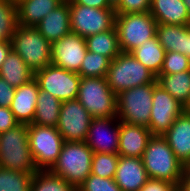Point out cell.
Segmentation results:
<instances>
[{
  "label": "cell",
  "mask_w": 190,
  "mask_h": 191,
  "mask_svg": "<svg viewBox=\"0 0 190 191\" xmlns=\"http://www.w3.org/2000/svg\"><path fill=\"white\" fill-rule=\"evenodd\" d=\"M142 161L149 179L168 181L177 186L185 170L163 135L150 137Z\"/></svg>",
  "instance_id": "cell-1"
},
{
  "label": "cell",
  "mask_w": 190,
  "mask_h": 191,
  "mask_svg": "<svg viewBox=\"0 0 190 191\" xmlns=\"http://www.w3.org/2000/svg\"><path fill=\"white\" fill-rule=\"evenodd\" d=\"M0 167L25 173L39 171L28 142V124L19 123L1 133Z\"/></svg>",
  "instance_id": "cell-2"
},
{
  "label": "cell",
  "mask_w": 190,
  "mask_h": 191,
  "mask_svg": "<svg viewBox=\"0 0 190 191\" xmlns=\"http://www.w3.org/2000/svg\"><path fill=\"white\" fill-rule=\"evenodd\" d=\"M93 153L85 141H65L56 163L49 171L77 188L91 174Z\"/></svg>",
  "instance_id": "cell-3"
},
{
  "label": "cell",
  "mask_w": 190,
  "mask_h": 191,
  "mask_svg": "<svg viewBox=\"0 0 190 191\" xmlns=\"http://www.w3.org/2000/svg\"><path fill=\"white\" fill-rule=\"evenodd\" d=\"M11 44L12 50L20 55L33 73L52 62V44L34 26L18 25Z\"/></svg>",
  "instance_id": "cell-4"
},
{
  "label": "cell",
  "mask_w": 190,
  "mask_h": 191,
  "mask_svg": "<svg viewBox=\"0 0 190 191\" xmlns=\"http://www.w3.org/2000/svg\"><path fill=\"white\" fill-rule=\"evenodd\" d=\"M77 100L93 118L117 117V95L102 77H82Z\"/></svg>",
  "instance_id": "cell-5"
},
{
  "label": "cell",
  "mask_w": 190,
  "mask_h": 191,
  "mask_svg": "<svg viewBox=\"0 0 190 191\" xmlns=\"http://www.w3.org/2000/svg\"><path fill=\"white\" fill-rule=\"evenodd\" d=\"M109 87L118 95L121 91L147 83H157V76L130 53L121 52L110 62L106 76Z\"/></svg>",
  "instance_id": "cell-6"
},
{
  "label": "cell",
  "mask_w": 190,
  "mask_h": 191,
  "mask_svg": "<svg viewBox=\"0 0 190 191\" xmlns=\"http://www.w3.org/2000/svg\"><path fill=\"white\" fill-rule=\"evenodd\" d=\"M156 84L147 83L121 91L117 95V118L131 125L148 127Z\"/></svg>",
  "instance_id": "cell-7"
},
{
  "label": "cell",
  "mask_w": 190,
  "mask_h": 191,
  "mask_svg": "<svg viewBox=\"0 0 190 191\" xmlns=\"http://www.w3.org/2000/svg\"><path fill=\"white\" fill-rule=\"evenodd\" d=\"M115 28L121 52L130 53L156 36L157 22L150 12L116 14Z\"/></svg>",
  "instance_id": "cell-8"
},
{
  "label": "cell",
  "mask_w": 190,
  "mask_h": 191,
  "mask_svg": "<svg viewBox=\"0 0 190 191\" xmlns=\"http://www.w3.org/2000/svg\"><path fill=\"white\" fill-rule=\"evenodd\" d=\"M28 142L37 169L50 170L65 141L56 127L28 124Z\"/></svg>",
  "instance_id": "cell-9"
},
{
  "label": "cell",
  "mask_w": 190,
  "mask_h": 191,
  "mask_svg": "<svg viewBox=\"0 0 190 191\" xmlns=\"http://www.w3.org/2000/svg\"><path fill=\"white\" fill-rule=\"evenodd\" d=\"M71 33L82 38L108 31L115 26V8H92L69 0Z\"/></svg>",
  "instance_id": "cell-10"
},
{
  "label": "cell",
  "mask_w": 190,
  "mask_h": 191,
  "mask_svg": "<svg viewBox=\"0 0 190 191\" xmlns=\"http://www.w3.org/2000/svg\"><path fill=\"white\" fill-rule=\"evenodd\" d=\"M39 89L52 94L61 102L77 99L81 77L53 64L34 73Z\"/></svg>",
  "instance_id": "cell-11"
},
{
  "label": "cell",
  "mask_w": 190,
  "mask_h": 191,
  "mask_svg": "<svg viewBox=\"0 0 190 191\" xmlns=\"http://www.w3.org/2000/svg\"><path fill=\"white\" fill-rule=\"evenodd\" d=\"M93 117L77 100L62 102L56 128L66 142H84Z\"/></svg>",
  "instance_id": "cell-12"
},
{
  "label": "cell",
  "mask_w": 190,
  "mask_h": 191,
  "mask_svg": "<svg viewBox=\"0 0 190 191\" xmlns=\"http://www.w3.org/2000/svg\"><path fill=\"white\" fill-rule=\"evenodd\" d=\"M185 111L184 105L159 84L154 86L148 128L152 135H164L176 118Z\"/></svg>",
  "instance_id": "cell-13"
},
{
  "label": "cell",
  "mask_w": 190,
  "mask_h": 191,
  "mask_svg": "<svg viewBox=\"0 0 190 191\" xmlns=\"http://www.w3.org/2000/svg\"><path fill=\"white\" fill-rule=\"evenodd\" d=\"M51 64L78 73L87 53L86 39L69 33L52 43Z\"/></svg>",
  "instance_id": "cell-14"
},
{
  "label": "cell",
  "mask_w": 190,
  "mask_h": 191,
  "mask_svg": "<svg viewBox=\"0 0 190 191\" xmlns=\"http://www.w3.org/2000/svg\"><path fill=\"white\" fill-rule=\"evenodd\" d=\"M119 124L117 117L93 118L86 144L94 153L118 154Z\"/></svg>",
  "instance_id": "cell-15"
},
{
  "label": "cell",
  "mask_w": 190,
  "mask_h": 191,
  "mask_svg": "<svg viewBox=\"0 0 190 191\" xmlns=\"http://www.w3.org/2000/svg\"><path fill=\"white\" fill-rule=\"evenodd\" d=\"M114 180L121 191H139L149 180L142 158L119 155Z\"/></svg>",
  "instance_id": "cell-16"
},
{
  "label": "cell",
  "mask_w": 190,
  "mask_h": 191,
  "mask_svg": "<svg viewBox=\"0 0 190 191\" xmlns=\"http://www.w3.org/2000/svg\"><path fill=\"white\" fill-rule=\"evenodd\" d=\"M151 136L148 127L120 121L118 154L125 157L142 158Z\"/></svg>",
  "instance_id": "cell-17"
},
{
  "label": "cell",
  "mask_w": 190,
  "mask_h": 191,
  "mask_svg": "<svg viewBox=\"0 0 190 191\" xmlns=\"http://www.w3.org/2000/svg\"><path fill=\"white\" fill-rule=\"evenodd\" d=\"M35 27L51 44L71 33L69 0H64Z\"/></svg>",
  "instance_id": "cell-18"
},
{
  "label": "cell",
  "mask_w": 190,
  "mask_h": 191,
  "mask_svg": "<svg viewBox=\"0 0 190 191\" xmlns=\"http://www.w3.org/2000/svg\"><path fill=\"white\" fill-rule=\"evenodd\" d=\"M176 158L186 166L190 161V113L183 112L163 135Z\"/></svg>",
  "instance_id": "cell-19"
},
{
  "label": "cell",
  "mask_w": 190,
  "mask_h": 191,
  "mask_svg": "<svg viewBox=\"0 0 190 191\" xmlns=\"http://www.w3.org/2000/svg\"><path fill=\"white\" fill-rule=\"evenodd\" d=\"M39 86L33 78L28 83L15 89L10 110L19 123L31 124L35 116Z\"/></svg>",
  "instance_id": "cell-20"
},
{
  "label": "cell",
  "mask_w": 190,
  "mask_h": 191,
  "mask_svg": "<svg viewBox=\"0 0 190 191\" xmlns=\"http://www.w3.org/2000/svg\"><path fill=\"white\" fill-rule=\"evenodd\" d=\"M149 12L159 24L190 25V14L182 0H151Z\"/></svg>",
  "instance_id": "cell-21"
},
{
  "label": "cell",
  "mask_w": 190,
  "mask_h": 191,
  "mask_svg": "<svg viewBox=\"0 0 190 191\" xmlns=\"http://www.w3.org/2000/svg\"><path fill=\"white\" fill-rule=\"evenodd\" d=\"M64 0H21L17 5L18 25L36 26Z\"/></svg>",
  "instance_id": "cell-22"
},
{
  "label": "cell",
  "mask_w": 190,
  "mask_h": 191,
  "mask_svg": "<svg viewBox=\"0 0 190 191\" xmlns=\"http://www.w3.org/2000/svg\"><path fill=\"white\" fill-rule=\"evenodd\" d=\"M130 54L154 75L158 76L164 64L166 51L155 36L131 51Z\"/></svg>",
  "instance_id": "cell-23"
},
{
  "label": "cell",
  "mask_w": 190,
  "mask_h": 191,
  "mask_svg": "<svg viewBox=\"0 0 190 191\" xmlns=\"http://www.w3.org/2000/svg\"><path fill=\"white\" fill-rule=\"evenodd\" d=\"M0 77L17 88L31 81L34 73L20 55L12 50L0 68Z\"/></svg>",
  "instance_id": "cell-24"
},
{
  "label": "cell",
  "mask_w": 190,
  "mask_h": 191,
  "mask_svg": "<svg viewBox=\"0 0 190 191\" xmlns=\"http://www.w3.org/2000/svg\"><path fill=\"white\" fill-rule=\"evenodd\" d=\"M36 102L35 116L31 124L56 127L62 102L40 89Z\"/></svg>",
  "instance_id": "cell-25"
},
{
  "label": "cell",
  "mask_w": 190,
  "mask_h": 191,
  "mask_svg": "<svg viewBox=\"0 0 190 191\" xmlns=\"http://www.w3.org/2000/svg\"><path fill=\"white\" fill-rule=\"evenodd\" d=\"M87 51L97 53L114 60L120 53L118 34L115 26L86 38Z\"/></svg>",
  "instance_id": "cell-26"
},
{
  "label": "cell",
  "mask_w": 190,
  "mask_h": 191,
  "mask_svg": "<svg viewBox=\"0 0 190 191\" xmlns=\"http://www.w3.org/2000/svg\"><path fill=\"white\" fill-rule=\"evenodd\" d=\"M157 84L184 106L190 99V70L157 76Z\"/></svg>",
  "instance_id": "cell-27"
},
{
  "label": "cell",
  "mask_w": 190,
  "mask_h": 191,
  "mask_svg": "<svg viewBox=\"0 0 190 191\" xmlns=\"http://www.w3.org/2000/svg\"><path fill=\"white\" fill-rule=\"evenodd\" d=\"M156 36L166 52H179L183 54L184 25L157 23Z\"/></svg>",
  "instance_id": "cell-28"
},
{
  "label": "cell",
  "mask_w": 190,
  "mask_h": 191,
  "mask_svg": "<svg viewBox=\"0 0 190 191\" xmlns=\"http://www.w3.org/2000/svg\"><path fill=\"white\" fill-rule=\"evenodd\" d=\"M30 191H77V188L49 170H39L33 175Z\"/></svg>",
  "instance_id": "cell-29"
},
{
  "label": "cell",
  "mask_w": 190,
  "mask_h": 191,
  "mask_svg": "<svg viewBox=\"0 0 190 191\" xmlns=\"http://www.w3.org/2000/svg\"><path fill=\"white\" fill-rule=\"evenodd\" d=\"M33 175L0 167V191H30Z\"/></svg>",
  "instance_id": "cell-30"
},
{
  "label": "cell",
  "mask_w": 190,
  "mask_h": 191,
  "mask_svg": "<svg viewBox=\"0 0 190 191\" xmlns=\"http://www.w3.org/2000/svg\"><path fill=\"white\" fill-rule=\"evenodd\" d=\"M110 62L105 56L87 51L78 74L81 78H106Z\"/></svg>",
  "instance_id": "cell-31"
},
{
  "label": "cell",
  "mask_w": 190,
  "mask_h": 191,
  "mask_svg": "<svg viewBox=\"0 0 190 191\" xmlns=\"http://www.w3.org/2000/svg\"><path fill=\"white\" fill-rule=\"evenodd\" d=\"M17 27V5L8 0H0V35L5 40H11Z\"/></svg>",
  "instance_id": "cell-32"
},
{
  "label": "cell",
  "mask_w": 190,
  "mask_h": 191,
  "mask_svg": "<svg viewBox=\"0 0 190 191\" xmlns=\"http://www.w3.org/2000/svg\"><path fill=\"white\" fill-rule=\"evenodd\" d=\"M119 154L93 153L91 163V174L103 178H114Z\"/></svg>",
  "instance_id": "cell-33"
},
{
  "label": "cell",
  "mask_w": 190,
  "mask_h": 191,
  "mask_svg": "<svg viewBox=\"0 0 190 191\" xmlns=\"http://www.w3.org/2000/svg\"><path fill=\"white\" fill-rule=\"evenodd\" d=\"M188 70H190V61L187 56L179 52H166L159 75L177 74Z\"/></svg>",
  "instance_id": "cell-34"
},
{
  "label": "cell",
  "mask_w": 190,
  "mask_h": 191,
  "mask_svg": "<svg viewBox=\"0 0 190 191\" xmlns=\"http://www.w3.org/2000/svg\"><path fill=\"white\" fill-rule=\"evenodd\" d=\"M77 191H121L114 178H103L90 174L87 179L77 187Z\"/></svg>",
  "instance_id": "cell-35"
},
{
  "label": "cell",
  "mask_w": 190,
  "mask_h": 191,
  "mask_svg": "<svg viewBox=\"0 0 190 191\" xmlns=\"http://www.w3.org/2000/svg\"><path fill=\"white\" fill-rule=\"evenodd\" d=\"M151 0H120L114 7L116 14L142 13L150 11Z\"/></svg>",
  "instance_id": "cell-36"
},
{
  "label": "cell",
  "mask_w": 190,
  "mask_h": 191,
  "mask_svg": "<svg viewBox=\"0 0 190 191\" xmlns=\"http://www.w3.org/2000/svg\"><path fill=\"white\" fill-rule=\"evenodd\" d=\"M15 87H12L4 78L0 77V106L10 107L15 95Z\"/></svg>",
  "instance_id": "cell-37"
},
{
  "label": "cell",
  "mask_w": 190,
  "mask_h": 191,
  "mask_svg": "<svg viewBox=\"0 0 190 191\" xmlns=\"http://www.w3.org/2000/svg\"><path fill=\"white\" fill-rule=\"evenodd\" d=\"M139 191H177V185L168 181L149 179Z\"/></svg>",
  "instance_id": "cell-38"
},
{
  "label": "cell",
  "mask_w": 190,
  "mask_h": 191,
  "mask_svg": "<svg viewBox=\"0 0 190 191\" xmlns=\"http://www.w3.org/2000/svg\"><path fill=\"white\" fill-rule=\"evenodd\" d=\"M19 122L15 119L10 107L0 106V132H5L18 125Z\"/></svg>",
  "instance_id": "cell-39"
},
{
  "label": "cell",
  "mask_w": 190,
  "mask_h": 191,
  "mask_svg": "<svg viewBox=\"0 0 190 191\" xmlns=\"http://www.w3.org/2000/svg\"><path fill=\"white\" fill-rule=\"evenodd\" d=\"M75 4L92 8H114L108 0H71Z\"/></svg>",
  "instance_id": "cell-40"
},
{
  "label": "cell",
  "mask_w": 190,
  "mask_h": 191,
  "mask_svg": "<svg viewBox=\"0 0 190 191\" xmlns=\"http://www.w3.org/2000/svg\"><path fill=\"white\" fill-rule=\"evenodd\" d=\"M12 51L11 40H4L0 42V68L7 59L9 53Z\"/></svg>",
  "instance_id": "cell-41"
},
{
  "label": "cell",
  "mask_w": 190,
  "mask_h": 191,
  "mask_svg": "<svg viewBox=\"0 0 190 191\" xmlns=\"http://www.w3.org/2000/svg\"><path fill=\"white\" fill-rule=\"evenodd\" d=\"M183 54L187 56L190 61V25H184Z\"/></svg>",
  "instance_id": "cell-42"
},
{
  "label": "cell",
  "mask_w": 190,
  "mask_h": 191,
  "mask_svg": "<svg viewBox=\"0 0 190 191\" xmlns=\"http://www.w3.org/2000/svg\"><path fill=\"white\" fill-rule=\"evenodd\" d=\"M177 191H190V173L183 171L177 186Z\"/></svg>",
  "instance_id": "cell-43"
},
{
  "label": "cell",
  "mask_w": 190,
  "mask_h": 191,
  "mask_svg": "<svg viewBox=\"0 0 190 191\" xmlns=\"http://www.w3.org/2000/svg\"><path fill=\"white\" fill-rule=\"evenodd\" d=\"M184 2V5L187 8L188 13L190 14V0H182Z\"/></svg>",
  "instance_id": "cell-44"
},
{
  "label": "cell",
  "mask_w": 190,
  "mask_h": 191,
  "mask_svg": "<svg viewBox=\"0 0 190 191\" xmlns=\"http://www.w3.org/2000/svg\"><path fill=\"white\" fill-rule=\"evenodd\" d=\"M184 108H185V112L190 113V99L188 103L184 106Z\"/></svg>",
  "instance_id": "cell-45"
},
{
  "label": "cell",
  "mask_w": 190,
  "mask_h": 191,
  "mask_svg": "<svg viewBox=\"0 0 190 191\" xmlns=\"http://www.w3.org/2000/svg\"><path fill=\"white\" fill-rule=\"evenodd\" d=\"M108 1H109V3H110L113 7H115V6L119 3L120 0H108Z\"/></svg>",
  "instance_id": "cell-46"
},
{
  "label": "cell",
  "mask_w": 190,
  "mask_h": 191,
  "mask_svg": "<svg viewBox=\"0 0 190 191\" xmlns=\"http://www.w3.org/2000/svg\"><path fill=\"white\" fill-rule=\"evenodd\" d=\"M185 171L190 173V161L187 163V165L185 166Z\"/></svg>",
  "instance_id": "cell-47"
},
{
  "label": "cell",
  "mask_w": 190,
  "mask_h": 191,
  "mask_svg": "<svg viewBox=\"0 0 190 191\" xmlns=\"http://www.w3.org/2000/svg\"><path fill=\"white\" fill-rule=\"evenodd\" d=\"M8 1H11V2L17 4V3H18L19 1H21V0H8Z\"/></svg>",
  "instance_id": "cell-48"
},
{
  "label": "cell",
  "mask_w": 190,
  "mask_h": 191,
  "mask_svg": "<svg viewBox=\"0 0 190 191\" xmlns=\"http://www.w3.org/2000/svg\"><path fill=\"white\" fill-rule=\"evenodd\" d=\"M5 39L0 35V42H3Z\"/></svg>",
  "instance_id": "cell-49"
}]
</instances>
